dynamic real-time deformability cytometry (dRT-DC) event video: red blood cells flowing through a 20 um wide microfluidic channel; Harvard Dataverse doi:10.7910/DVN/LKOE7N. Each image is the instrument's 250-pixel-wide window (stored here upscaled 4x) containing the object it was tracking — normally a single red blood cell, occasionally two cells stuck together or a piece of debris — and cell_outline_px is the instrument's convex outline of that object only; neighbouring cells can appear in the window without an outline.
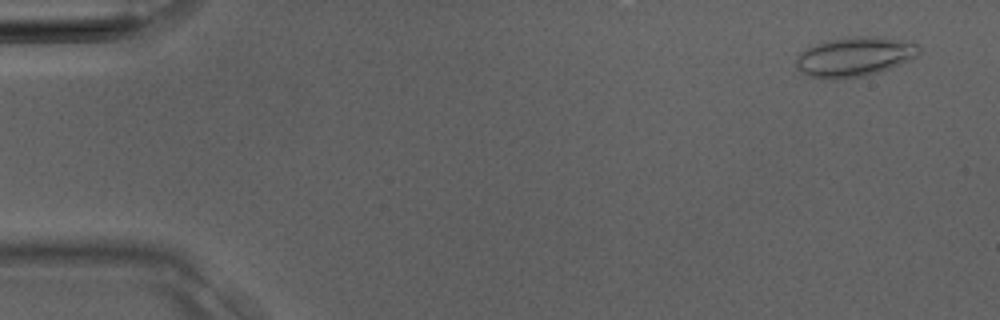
{"species": "Egyptian fruit bat (a non-hibernating species)", "species_latin": "Rousettus aegyptiacus", "temperature_condition": "room temperature", "stored_images_in_passage": 10, "camera_frame_rate_fps": 3000, "um_per_image_px": 0.085, "animal": {"sex": "male"}, "frame": {"image": 1, "passage_image": 2, "time_ms": 0.333, "image_size_px": [1000, 320], "cell_outline_px": [[920, 52], [916, 56], [900, 64], [880, 72], [864, 76], [836, 80], [824, 80], [808, 76], [800, 72], [796, 68], [796, 56], [804, 48], [812, 44], [828, 40], [852, 36], [884, 36], [908, 40], [916, 44], [920, 48]], "centroid_in_image_um": [72.59, 4.82], "position_along_channel_um": 12.4, "area_um2": 29.13}}